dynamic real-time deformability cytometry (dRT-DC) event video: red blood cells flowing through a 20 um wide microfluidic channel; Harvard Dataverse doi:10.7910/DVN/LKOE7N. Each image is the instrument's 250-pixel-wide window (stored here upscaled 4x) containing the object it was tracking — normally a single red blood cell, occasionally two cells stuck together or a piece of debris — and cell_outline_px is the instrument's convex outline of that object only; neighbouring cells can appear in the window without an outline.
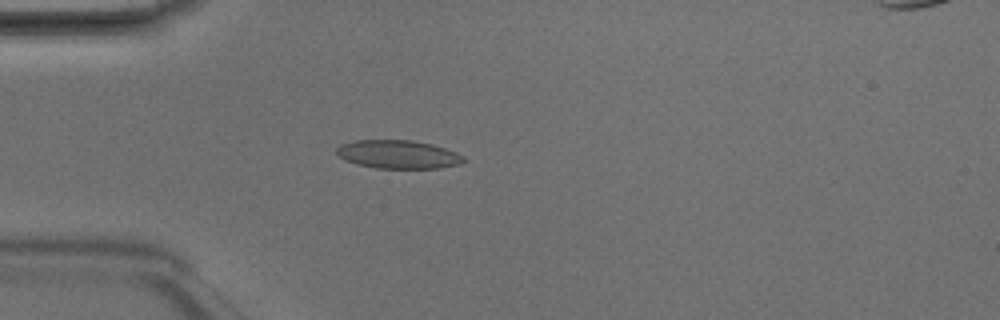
{"species": "Egyptian fruit bat (a non-hibernating species)", "species_latin": "Rousettus aegyptiacus", "temperature_condition": "room temperature", "stored_images_in_passage": 5, "camera_frame_rate_fps": 3000, "um_per_image_px": 0.085, "animal": {"sex": "male"}, "frame": {"image": 1, "passage_image": 5, "time_ms": 1.333, "image_size_px": [1000, 320], "cell_outline_px": [[464, 160], [460, 164], [440, 168], [376, 168], [356, 164], [344, 160], [336, 152], [336, 148], [340, 144], [356, 140], [412, 140], [432, 144], [456, 152], [464, 156]], "centroid_in_image_um": [33.82, 13.12], "position_along_channel_um": 51.2, "area_um2": 21.04}}